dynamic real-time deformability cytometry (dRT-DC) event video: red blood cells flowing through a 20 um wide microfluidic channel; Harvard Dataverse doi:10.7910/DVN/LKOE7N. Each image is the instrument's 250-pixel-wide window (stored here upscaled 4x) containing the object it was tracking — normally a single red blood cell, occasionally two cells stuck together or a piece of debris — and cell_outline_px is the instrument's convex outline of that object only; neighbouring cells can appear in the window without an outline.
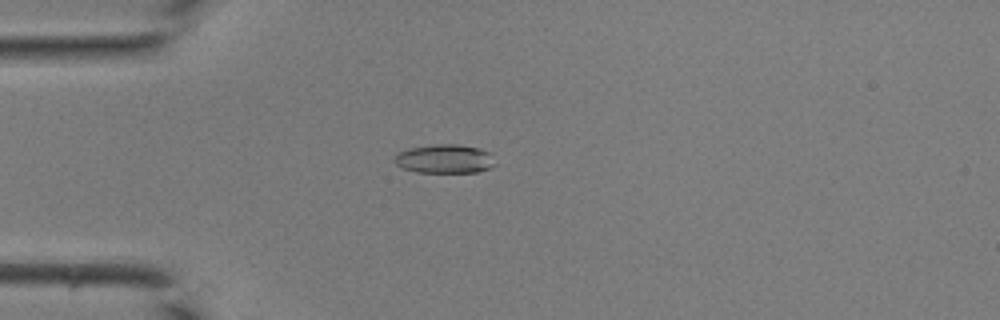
{"species": "common noctule bat (a hibernating species)", "species_latin": "Nyctalus noctula", "temperature_condition": "room temperature", "stored_images_in_passage": 41, "camera_frame_rate_fps": 3000, "um_per_image_px": 0.085, "animal": {"sex": "male", "body_mass_g": 19.0, "forearm_length_mm": 50.8}, "frame": {"image": 1, "passage_image": 11, "time_ms": 3.333, "image_size_px": [1000, 320], "cell_outline_px": [[496, 164], [488, 168], [476, 172], [416, 172], [404, 168], [396, 164], [392, 160], [396, 152], [408, 148], [432, 144], [460, 144], [480, 148], [492, 152]], "centroid_in_image_um": [37.79, 13.48], "position_along_channel_um": 47.2, "area_um2": 17.28}}
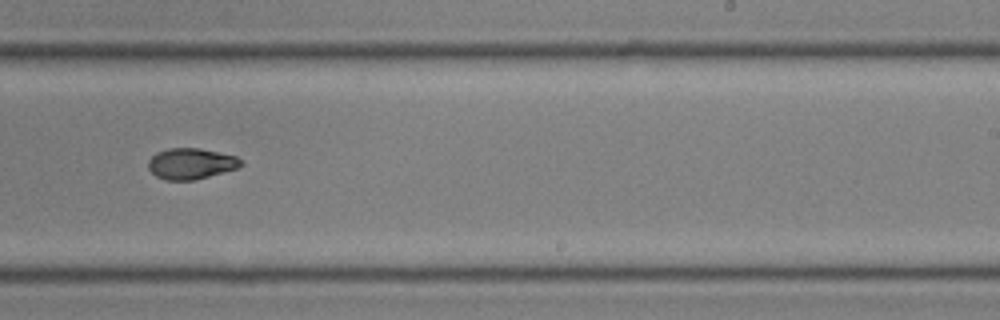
{"frame": {"image": 2, "passage_image": 26, "time_ms": 8.333, "image_size_px": [1000, 320], "cell_outline_px": [[244, 164], [236, 168], [196, 180], [164, 180], [156, 176], [148, 168], [148, 160], [156, 152], [168, 148], [200, 148], [236, 156], [244, 160]], "centroid_in_image_um": [16.23, 13.9], "position_along_channel_um": 272.8, "area_um2": 16.82}}
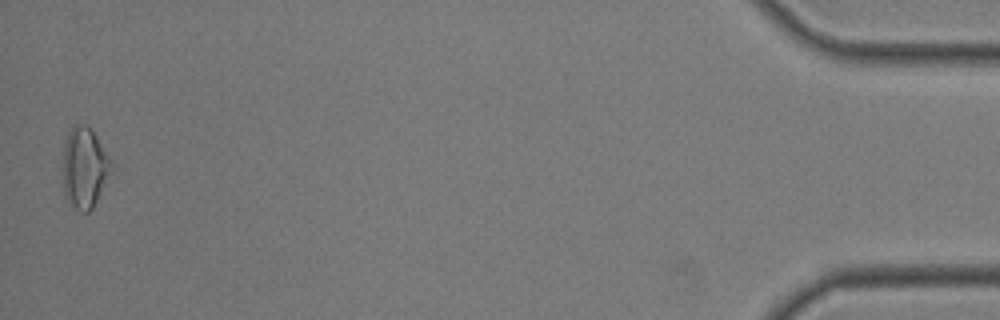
{"frame": {"image": 3, "passage_image": 41, "time_ms": 13.333, "image_size_px": [1000, 320], "cell_outline_px": [[112, 164], [96, 200], [92, 208], [88, 212], [84, 212], [76, 208], [64, 196], [64, 144], [68, 132], [76, 124], [84, 124], [92, 128], [112, 160]], "centroid_in_image_um": [7.17, 14.19], "position_along_channel_um": 428.0, "area_um2": 22.14}}